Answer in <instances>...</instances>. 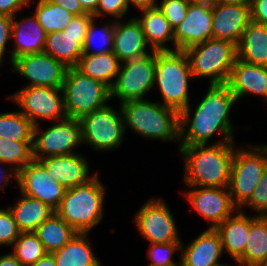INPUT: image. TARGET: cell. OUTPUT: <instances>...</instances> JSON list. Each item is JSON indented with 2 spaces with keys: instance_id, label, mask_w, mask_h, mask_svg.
Instances as JSON below:
<instances>
[{
  "instance_id": "cell-1",
  "label": "cell",
  "mask_w": 267,
  "mask_h": 266,
  "mask_svg": "<svg viewBox=\"0 0 267 266\" xmlns=\"http://www.w3.org/2000/svg\"><path fill=\"white\" fill-rule=\"evenodd\" d=\"M236 102L226 84L209 85L193 117L190 104L179 112V147L207 145L215 133L222 135L221 143L234 142L236 128L231 124L230 111Z\"/></svg>"
},
{
  "instance_id": "cell-2",
  "label": "cell",
  "mask_w": 267,
  "mask_h": 266,
  "mask_svg": "<svg viewBox=\"0 0 267 266\" xmlns=\"http://www.w3.org/2000/svg\"><path fill=\"white\" fill-rule=\"evenodd\" d=\"M185 164L183 182L188 187L228 188L235 153L233 142L179 147Z\"/></svg>"
},
{
  "instance_id": "cell-3",
  "label": "cell",
  "mask_w": 267,
  "mask_h": 266,
  "mask_svg": "<svg viewBox=\"0 0 267 266\" xmlns=\"http://www.w3.org/2000/svg\"><path fill=\"white\" fill-rule=\"evenodd\" d=\"M124 130L152 140L179 142V112L148 99L127 101L119 105Z\"/></svg>"
},
{
  "instance_id": "cell-4",
  "label": "cell",
  "mask_w": 267,
  "mask_h": 266,
  "mask_svg": "<svg viewBox=\"0 0 267 266\" xmlns=\"http://www.w3.org/2000/svg\"><path fill=\"white\" fill-rule=\"evenodd\" d=\"M105 191L96 172L86 183L67 189L55 212L78 233H89L104 217Z\"/></svg>"
},
{
  "instance_id": "cell-5",
  "label": "cell",
  "mask_w": 267,
  "mask_h": 266,
  "mask_svg": "<svg viewBox=\"0 0 267 266\" xmlns=\"http://www.w3.org/2000/svg\"><path fill=\"white\" fill-rule=\"evenodd\" d=\"M193 78L188 56L183 50L156 51L155 85L161 103L178 112L190 104L189 80Z\"/></svg>"
},
{
  "instance_id": "cell-6",
  "label": "cell",
  "mask_w": 267,
  "mask_h": 266,
  "mask_svg": "<svg viewBox=\"0 0 267 266\" xmlns=\"http://www.w3.org/2000/svg\"><path fill=\"white\" fill-rule=\"evenodd\" d=\"M193 77L208 78L209 85L226 84L237 57V45L211 38L185 50Z\"/></svg>"
},
{
  "instance_id": "cell-7",
  "label": "cell",
  "mask_w": 267,
  "mask_h": 266,
  "mask_svg": "<svg viewBox=\"0 0 267 266\" xmlns=\"http://www.w3.org/2000/svg\"><path fill=\"white\" fill-rule=\"evenodd\" d=\"M62 90L67 118L80 120L86 114L107 106L111 100L107 85L84 75L76 67L67 69Z\"/></svg>"
},
{
  "instance_id": "cell-8",
  "label": "cell",
  "mask_w": 267,
  "mask_h": 266,
  "mask_svg": "<svg viewBox=\"0 0 267 266\" xmlns=\"http://www.w3.org/2000/svg\"><path fill=\"white\" fill-rule=\"evenodd\" d=\"M235 147L228 190L233 203L240 208L259 185L267 167V149L261 145Z\"/></svg>"
},
{
  "instance_id": "cell-9",
  "label": "cell",
  "mask_w": 267,
  "mask_h": 266,
  "mask_svg": "<svg viewBox=\"0 0 267 266\" xmlns=\"http://www.w3.org/2000/svg\"><path fill=\"white\" fill-rule=\"evenodd\" d=\"M156 51L143 57L121 63L110 98H117L120 104L142 100L155 87Z\"/></svg>"
},
{
  "instance_id": "cell-10",
  "label": "cell",
  "mask_w": 267,
  "mask_h": 266,
  "mask_svg": "<svg viewBox=\"0 0 267 266\" xmlns=\"http://www.w3.org/2000/svg\"><path fill=\"white\" fill-rule=\"evenodd\" d=\"M105 106L86 114L80 119L82 144H88L97 151H110L119 147L126 134L121 108Z\"/></svg>"
},
{
  "instance_id": "cell-11",
  "label": "cell",
  "mask_w": 267,
  "mask_h": 266,
  "mask_svg": "<svg viewBox=\"0 0 267 266\" xmlns=\"http://www.w3.org/2000/svg\"><path fill=\"white\" fill-rule=\"evenodd\" d=\"M41 130L40 124L34 126L32 147L35 161L76 153L74 148L82 145L81 123L78 119L66 117Z\"/></svg>"
},
{
  "instance_id": "cell-12",
  "label": "cell",
  "mask_w": 267,
  "mask_h": 266,
  "mask_svg": "<svg viewBox=\"0 0 267 266\" xmlns=\"http://www.w3.org/2000/svg\"><path fill=\"white\" fill-rule=\"evenodd\" d=\"M34 126L40 120L58 121L66 118L62 88L24 86L10 95Z\"/></svg>"
},
{
  "instance_id": "cell-13",
  "label": "cell",
  "mask_w": 267,
  "mask_h": 266,
  "mask_svg": "<svg viewBox=\"0 0 267 266\" xmlns=\"http://www.w3.org/2000/svg\"><path fill=\"white\" fill-rule=\"evenodd\" d=\"M94 15H75L61 32L47 33L44 53L62 62L66 67H76L83 55V46L89 24Z\"/></svg>"
},
{
  "instance_id": "cell-14",
  "label": "cell",
  "mask_w": 267,
  "mask_h": 266,
  "mask_svg": "<svg viewBox=\"0 0 267 266\" xmlns=\"http://www.w3.org/2000/svg\"><path fill=\"white\" fill-rule=\"evenodd\" d=\"M164 201L149 199L134 216L137 231L150 244L181 241L174 216Z\"/></svg>"
},
{
  "instance_id": "cell-15",
  "label": "cell",
  "mask_w": 267,
  "mask_h": 266,
  "mask_svg": "<svg viewBox=\"0 0 267 266\" xmlns=\"http://www.w3.org/2000/svg\"><path fill=\"white\" fill-rule=\"evenodd\" d=\"M12 70L28 84L25 86L62 88L68 67L46 53L17 57L11 61Z\"/></svg>"
},
{
  "instance_id": "cell-16",
  "label": "cell",
  "mask_w": 267,
  "mask_h": 266,
  "mask_svg": "<svg viewBox=\"0 0 267 266\" xmlns=\"http://www.w3.org/2000/svg\"><path fill=\"white\" fill-rule=\"evenodd\" d=\"M188 188L193 189L184 192L186 200L201 217L211 223L208 228L215 229L238 209L232 201L228 188L200 186Z\"/></svg>"
},
{
  "instance_id": "cell-17",
  "label": "cell",
  "mask_w": 267,
  "mask_h": 266,
  "mask_svg": "<svg viewBox=\"0 0 267 266\" xmlns=\"http://www.w3.org/2000/svg\"><path fill=\"white\" fill-rule=\"evenodd\" d=\"M17 185L20 193L37 198L56 210L65 195L66 189L48 174L46 169L33 160L18 172Z\"/></svg>"
},
{
  "instance_id": "cell-18",
  "label": "cell",
  "mask_w": 267,
  "mask_h": 266,
  "mask_svg": "<svg viewBox=\"0 0 267 266\" xmlns=\"http://www.w3.org/2000/svg\"><path fill=\"white\" fill-rule=\"evenodd\" d=\"M213 38L212 0L189 3L184 20L174 29L175 50L187 48Z\"/></svg>"
},
{
  "instance_id": "cell-19",
  "label": "cell",
  "mask_w": 267,
  "mask_h": 266,
  "mask_svg": "<svg viewBox=\"0 0 267 266\" xmlns=\"http://www.w3.org/2000/svg\"><path fill=\"white\" fill-rule=\"evenodd\" d=\"M251 21L250 6L212 0V32L214 39L230 41L236 45Z\"/></svg>"
},
{
  "instance_id": "cell-20",
  "label": "cell",
  "mask_w": 267,
  "mask_h": 266,
  "mask_svg": "<svg viewBox=\"0 0 267 266\" xmlns=\"http://www.w3.org/2000/svg\"><path fill=\"white\" fill-rule=\"evenodd\" d=\"M53 180L66 190L86 183L93 176L89 174V163L83 155L73 153L37 160Z\"/></svg>"
},
{
  "instance_id": "cell-21",
  "label": "cell",
  "mask_w": 267,
  "mask_h": 266,
  "mask_svg": "<svg viewBox=\"0 0 267 266\" xmlns=\"http://www.w3.org/2000/svg\"><path fill=\"white\" fill-rule=\"evenodd\" d=\"M129 21L114 20L113 53L121 63L148 55L153 50L147 51L148 46L142 25L136 16Z\"/></svg>"
},
{
  "instance_id": "cell-22",
  "label": "cell",
  "mask_w": 267,
  "mask_h": 266,
  "mask_svg": "<svg viewBox=\"0 0 267 266\" xmlns=\"http://www.w3.org/2000/svg\"><path fill=\"white\" fill-rule=\"evenodd\" d=\"M180 266H225L219 262L223 255V246L219 233L207 228L183 247L181 243Z\"/></svg>"
},
{
  "instance_id": "cell-23",
  "label": "cell",
  "mask_w": 267,
  "mask_h": 266,
  "mask_svg": "<svg viewBox=\"0 0 267 266\" xmlns=\"http://www.w3.org/2000/svg\"><path fill=\"white\" fill-rule=\"evenodd\" d=\"M226 85L237 98L255 94L267 101V67L236 59ZM267 104V102H266Z\"/></svg>"
},
{
  "instance_id": "cell-24",
  "label": "cell",
  "mask_w": 267,
  "mask_h": 266,
  "mask_svg": "<svg viewBox=\"0 0 267 266\" xmlns=\"http://www.w3.org/2000/svg\"><path fill=\"white\" fill-rule=\"evenodd\" d=\"M12 18V33L11 38L14 39V48L11 49V61L17 57L24 55L43 53L46 43L47 33L39 24L37 17L23 18L20 21Z\"/></svg>"
},
{
  "instance_id": "cell-25",
  "label": "cell",
  "mask_w": 267,
  "mask_h": 266,
  "mask_svg": "<svg viewBox=\"0 0 267 266\" xmlns=\"http://www.w3.org/2000/svg\"><path fill=\"white\" fill-rule=\"evenodd\" d=\"M235 214L225 219L215 230L220 235L223 251L236 262L244 254L253 216H247L239 208Z\"/></svg>"
},
{
  "instance_id": "cell-26",
  "label": "cell",
  "mask_w": 267,
  "mask_h": 266,
  "mask_svg": "<svg viewBox=\"0 0 267 266\" xmlns=\"http://www.w3.org/2000/svg\"><path fill=\"white\" fill-rule=\"evenodd\" d=\"M141 18L136 17L141 23L142 29L153 51H173L175 50L174 30L171 28L169 21L157 6L140 10ZM171 42L174 49L166 46V42Z\"/></svg>"
},
{
  "instance_id": "cell-27",
  "label": "cell",
  "mask_w": 267,
  "mask_h": 266,
  "mask_svg": "<svg viewBox=\"0 0 267 266\" xmlns=\"http://www.w3.org/2000/svg\"><path fill=\"white\" fill-rule=\"evenodd\" d=\"M238 59L267 67V26L251 20L237 45Z\"/></svg>"
},
{
  "instance_id": "cell-28",
  "label": "cell",
  "mask_w": 267,
  "mask_h": 266,
  "mask_svg": "<svg viewBox=\"0 0 267 266\" xmlns=\"http://www.w3.org/2000/svg\"><path fill=\"white\" fill-rule=\"evenodd\" d=\"M20 194L18 200L8 208L21 232H34L55 210L37 198Z\"/></svg>"
},
{
  "instance_id": "cell-29",
  "label": "cell",
  "mask_w": 267,
  "mask_h": 266,
  "mask_svg": "<svg viewBox=\"0 0 267 266\" xmlns=\"http://www.w3.org/2000/svg\"><path fill=\"white\" fill-rule=\"evenodd\" d=\"M120 67L121 62L113 51L101 54H83L76 66L84 75L104 83L109 88L114 84Z\"/></svg>"
},
{
  "instance_id": "cell-30",
  "label": "cell",
  "mask_w": 267,
  "mask_h": 266,
  "mask_svg": "<svg viewBox=\"0 0 267 266\" xmlns=\"http://www.w3.org/2000/svg\"><path fill=\"white\" fill-rule=\"evenodd\" d=\"M89 233H77L52 254L57 266H102L89 242Z\"/></svg>"
},
{
  "instance_id": "cell-31",
  "label": "cell",
  "mask_w": 267,
  "mask_h": 266,
  "mask_svg": "<svg viewBox=\"0 0 267 266\" xmlns=\"http://www.w3.org/2000/svg\"><path fill=\"white\" fill-rule=\"evenodd\" d=\"M267 260V216L253 215L244 254L237 266H263Z\"/></svg>"
},
{
  "instance_id": "cell-32",
  "label": "cell",
  "mask_w": 267,
  "mask_h": 266,
  "mask_svg": "<svg viewBox=\"0 0 267 266\" xmlns=\"http://www.w3.org/2000/svg\"><path fill=\"white\" fill-rule=\"evenodd\" d=\"M47 253H53L67 244L78 232L56 212L43 221L34 231Z\"/></svg>"
},
{
  "instance_id": "cell-33",
  "label": "cell",
  "mask_w": 267,
  "mask_h": 266,
  "mask_svg": "<svg viewBox=\"0 0 267 266\" xmlns=\"http://www.w3.org/2000/svg\"><path fill=\"white\" fill-rule=\"evenodd\" d=\"M34 15L46 33L61 32L74 18V14L51 0H38Z\"/></svg>"
},
{
  "instance_id": "cell-34",
  "label": "cell",
  "mask_w": 267,
  "mask_h": 266,
  "mask_svg": "<svg viewBox=\"0 0 267 266\" xmlns=\"http://www.w3.org/2000/svg\"><path fill=\"white\" fill-rule=\"evenodd\" d=\"M33 123L20 111L0 113V138L33 142Z\"/></svg>"
},
{
  "instance_id": "cell-35",
  "label": "cell",
  "mask_w": 267,
  "mask_h": 266,
  "mask_svg": "<svg viewBox=\"0 0 267 266\" xmlns=\"http://www.w3.org/2000/svg\"><path fill=\"white\" fill-rule=\"evenodd\" d=\"M33 142L10 141L0 138V161L9 166L10 171H21L33 159Z\"/></svg>"
},
{
  "instance_id": "cell-36",
  "label": "cell",
  "mask_w": 267,
  "mask_h": 266,
  "mask_svg": "<svg viewBox=\"0 0 267 266\" xmlns=\"http://www.w3.org/2000/svg\"><path fill=\"white\" fill-rule=\"evenodd\" d=\"M11 248V253L24 266L36 263L47 253L34 232H21Z\"/></svg>"
},
{
  "instance_id": "cell-37",
  "label": "cell",
  "mask_w": 267,
  "mask_h": 266,
  "mask_svg": "<svg viewBox=\"0 0 267 266\" xmlns=\"http://www.w3.org/2000/svg\"><path fill=\"white\" fill-rule=\"evenodd\" d=\"M95 20L94 18L89 24L83 46V54H101L113 51L114 20L106 22L100 29L96 28L98 24H96ZM94 45L97 47H93Z\"/></svg>"
},
{
  "instance_id": "cell-38",
  "label": "cell",
  "mask_w": 267,
  "mask_h": 266,
  "mask_svg": "<svg viewBox=\"0 0 267 266\" xmlns=\"http://www.w3.org/2000/svg\"><path fill=\"white\" fill-rule=\"evenodd\" d=\"M181 241L169 243H151L147 257L151 260L148 266H180V262L173 260L175 251H181Z\"/></svg>"
},
{
  "instance_id": "cell-39",
  "label": "cell",
  "mask_w": 267,
  "mask_h": 266,
  "mask_svg": "<svg viewBox=\"0 0 267 266\" xmlns=\"http://www.w3.org/2000/svg\"><path fill=\"white\" fill-rule=\"evenodd\" d=\"M174 30L186 17L189 3L183 0H162L156 5Z\"/></svg>"
},
{
  "instance_id": "cell-40",
  "label": "cell",
  "mask_w": 267,
  "mask_h": 266,
  "mask_svg": "<svg viewBox=\"0 0 267 266\" xmlns=\"http://www.w3.org/2000/svg\"><path fill=\"white\" fill-rule=\"evenodd\" d=\"M250 208L256 211L258 215L267 216V167L264 170L262 179L250 198L239 208Z\"/></svg>"
},
{
  "instance_id": "cell-41",
  "label": "cell",
  "mask_w": 267,
  "mask_h": 266,
  "mask_svg": "<svg viewBox=\"0 0 267 266\" xmlns=\"http://www.w3.org/2000/svg\"><path fill=\"white\" fill-rule=\"evenodd\" d=\"M20 233L9 208L0 209V247H11Z\"/></svg>"
},
{
  "instance_id": "cell-42",
  "label": "cell",
  "mask_w": 267,
  "mask_h": 266,
  "mask_svg": "<svg viewBox=\"0 0 267 266\" xmlns=\"http://www.w3.org/2000/svg\"><path fill=\"white\" fill-rule=\"evenodd\" d=\"M129 11L126 0H100L96 12L93 14L97 20L101 16L109 15L113 19H123Z\"/></svg>"
},
{
  "instance_id": "cell-43",
  "label": "cell",
  "mask_w": 267,
  "mask_h": 266,
  "mask_svg": "<svg viewBox=\"0 0 267 266\" xmlns=\"http://www.w3.org/2000/svg\"><path fill=\"white\" fill-rule=\"evenodd\" d=\"M12 19L11 16L0 14V64L5 60L7 52L10 54L9 64H11V51L7 50V42L11 39Z\"/></svg>"
},
{
  "instance_id": "cell-44",
  "label": "cell",
  "mask_w": 267,
  "mask_h": 266,
  "mask_svg": "<svg viewBox=\"0 0 267 266\" xmlns=\"http://www.w3.org/2000/svg\"><path fill=\"white\" fill-rule=\"evenodd\" d=\"M31 6L30 0H0V14L15 16L21 9Z\"/></svg>"
},
{
  "instance_id": "cell-45",
  "label": "cell",
  "mask_w": 267,
  "mask_h": 266,
  "mask_svg": "<svg viewBox=\"0 0 267 266\" xmlns=\"http://www.w3.org/2000/svg\"><path fill=\"white\" fill-rule=\"evenodd\" d=\"M251 20L267 26V0H251Z\"/></svg>"
},
{
  "instance_id": "cell-46",
  "label": "cell",
  "mask_w": 267,
  "mask_h": 266,
  "mask_svg": "<svg viewBox=\"0 0 267 266\" xmlns=\"http://www.w3.org/2000/svg\"><path fill=\"white\" fill-rule=\"evenodd\" d=\"M56 5L61 6L62 8L68 10L74 15L86 14L82 9L80 2L78 0H51Z\"/></svg>"
},
{
  "instance_id": "cell-47",
  "label": "cell",
  "mask_w": 267,
  "mask_h": 266,
  "mask_svg": "<svg viewBox=\"0 0 267 266\" xmlns=\"http://www.w3.org/2000/svg\"><path fill=\"white\" fill-rule=\"evenodd\" d=\"M0 165H5V163L0 161ZM0 170V183H2L0 184V190H3L5 187H7L6 185L11 182L10 178L12 177V179L16 180L17 182L18 173L16 171H11L12 173L7 174V171L4 168Z\"/></svg>"
},
{
  "instance_id": "cell-48",
  "label": "cell",
  "mask_w": 267,
  "mask_h": 266,
  "mask_svg": "<svg viewBox=\"0 0 267 266\" xmlns=\"http://www.w3.org/2000/svg\"><path fill=\"white\" fill-rule=\"evenodd\" d=\"M157 2L158 0H126L128 8H130L131 4L138 10L155 7L158 4Z\"/></svg>"
},
{
  "instance_id": "cell-49",
  "label": "cell",
  "mask_w": 267,
  "mask_h": 266,
  "mask_svg": "<svg viewBox=\"0 0 267 266\" xmlns=\"http://www.w3.org/2000/svg\"><path fill=\"white\" fill-rule=\"evenodd\" d=\"M0 266H24L11 252L0 255Z\"/></svg>"
},
{
  "instance_id": "cell-50",
  "label": "cell",
  "mask_w": 267,
  "mask_h": 266,
  "mask_svg": "<svg viewBox=\"0 0 267 266\" xmlns=\"http://www.w3.org/2000/svg\"><path fill=\"white\" fill-rule=\"evenodd\" d=\"M82 9L89 14H94L98 8L100 0H78Z\"/></svg>"
},
{
  "instance_id": "cell-51",
  "label": "cell",
  "mask_w": 267,
  "mask_h": 266,
  "mask_svg": "<svg viewBox=\"0 0 267 266\" xmlns=\"http://www.w3.org/2000/svg\"><path fill=\"white\" fill-rule=\"evenodd\" d=\"M29 266H57L55 258L52 253H46L41 259L36 263Z\"/></svg>"
},
{
  "instance_id": "cell-52",
  "label": "cell",
  "mask_w": 267,
  "mask_h": 266,
  "mask_svg": "<svg viewBox=\"0 0 267 266\" xmlns=\"http://www.w3.org/2000/svg\"><path fill=\"white\" fill-rule=\"evenodd\" d=\"M225 3H233V4H243L246 6H251V0H220Z\"/></svg>"
},
{
  "instance_id": "cell-53",
  "label": "cell",
  "mask_w": 267,
  "mask_h": 266,
  "mask_svg": "<svg viewBox=\"0 0 267 266\" xmlns=\"http://www.w3.org/2000/svg\"><path fill=\"white\" fill-rule=\"evenodd\" d=\"M183 1L188 2V3H200V2L209 1V0H183Z\"/></svg>"
}]
</instances>
